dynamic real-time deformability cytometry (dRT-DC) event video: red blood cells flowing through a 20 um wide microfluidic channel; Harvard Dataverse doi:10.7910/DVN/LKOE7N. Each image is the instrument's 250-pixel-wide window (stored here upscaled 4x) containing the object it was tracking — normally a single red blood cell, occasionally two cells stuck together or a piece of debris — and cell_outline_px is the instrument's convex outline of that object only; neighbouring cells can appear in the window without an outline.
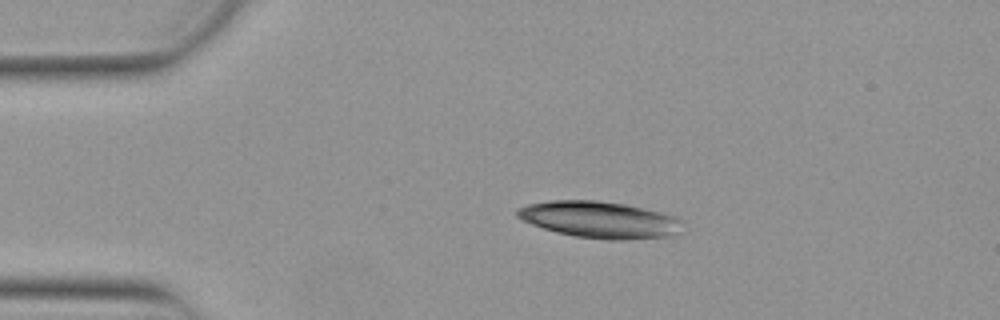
{"species": "Egyptian fruit bat (a non-hibernating species)", "species_latin": "Rousettus aegyptiacus", "temperature_condition": "warm", "stored_images_in_passage": 43, "camera_frame_rate_fps": 3000, "um_per_image_px": 0.085, "animal": {"sex": "female"}, "frame": {"image": 1, "passage_image": 1, "time_ms": 0.0, "image_size_px": [1000, 320], "cell_outline_px": [[680, 220], [672, 236], [624, 240], [608, 240], [576, 236], [556, 232], [532, 224], [516, 216], [516, 208], [528, 204], [548, 200], [596, 200], [624, 204], [676, 216]], "centroid_in_image_um": [50.88, 18.66], "position_along_channel_um": 34.1, "area_um2": 34.8}}